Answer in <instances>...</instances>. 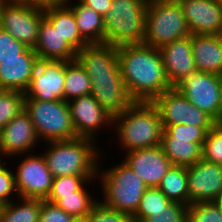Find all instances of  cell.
<instances>
[{"label": "cell", "instance_id": "1", "mask_svg": "<svg viewBox=\"0 0 222 222\" xmlns=\"http://www.w3.org/2000/svg\"><path fill=\"white\" fill-rule=\"evenodd\" d=\"M75 60L91 78V95L113 118L135 102L122 79L117 46L89 44L76 52Z\"/></svg>", "mask_w": 222, "mask_h": 222}, {"label": "cell", "instance_id": "2", "mask_svg": "<svg viewBox=\"0 0 222 222\" xmlns=\"http://www.w3.org/2000/svg\"><path fill=\"white\" fill-rule=\"evenodd\" d=\"M117 51L122 79L135 102H152L172 88L159 48L125 44L117 46Z\"/></svg>", "mask_w": 222, "mask_h": 222}, {"label": "cell", "instance_id": "3", "mask_svg": "<svg viewBox=\"0 0 222 222\" xmlns=\"http://www.w3.org/2000/svg\"><path fill=\"white\" fill-rule=\"evenodd\" d=\"M120 148L126 152L161 145L163 126L152 102H134L113 118Z\"/></svg>", "mask_w": 222, "mask_h": 222}, {"label": "cell", "instance_id": "4", "mask_svg": "<svg viewBox=\"0 0 222 222\" xmlns=\"http://www.w3.org/2000/svg\"><path fill=\"white\" fill-rule=\"evenodd\" d=\"M96 143L83 137L46 142L48 147L42 155L53 177L97 176L99 158L104 154Z\"/></svg>", "mask_w": 222, "mask_h": 222}, {"label": "cell", "instance_id": "5", "mask_svg": "<svg viewBox=\"0 0 222 222\" xmlns=\"http://www.w3.org/2000/svg\"><path fill=\"white\" fill-rule=\"evenodd\" d=\"M98 166L97 179L101 180L104 195L100 202L111 209L133 216L148 188L146 184L123 161L104 171H101L100 162Z\"/></svg>", "mask_w": 222, "mask_h": 222}, {"label": "cell", "instance_id": "6", "mask_svg": "<svg viewBox=\"0 0 222 222\" xmlns=\"http://www.w3.org/2000/svg\"><path fill=\"white\" fill-rule=\"evenodd\" d=\"M147 5L140 0H112L104 16V44H143Z\"/></svg>", "mask_w": 222, "mask_h": 222}, {"label": "cell", "instance_id": "7", "mask_svg": "<svg viewBox=\"0 0 222 222\" xmlns=\"http://www.w3.org/2000/svg\"><path fill=\"white\" fill-rule=\"evenodd\" d=\"M24 110L30 116L40 142L70 140L77 137L67 101L25 98Z\"/></svg>", "mask_w": 222, "mask_h": 222}, {"label": "cell", "instance_id": "8", "mask_svg": "<svg viewBox=\"0 0 222 222\" xmlns=\"http://www.w3.org/2000/svg\"><path fill=\"white\" fill-rule=\"evenodd\" d=\"M190 31L177 0H157L147 5L144 43L161 48L189 36Z\"/></svg>", "mask_w": 222, "mask_h": 222}, {"label": "cell", "instance_id": "9", "mask_svg": "<svg viewBox=\"0 0 222 222\" xmlns=\"http://www.w3.org/2000/svg\"><path fill=\"white\" fill-rule=\"evenodd\" d=\"M175 88L216 123H222L221 75L196 71L185 77Z\"/></svg>", "mask_w": 222, "mask_h": 222}, {"label": "cell", "instance_id": "10", "mask_svg": "<svg viewBox=\"0 0 222 222\" xmlns=\"http://www.w3.org/2000/svg\"><path fill=\"white\" fill-rule=\"evenodd\" d=\"M44 10L31 3L0 1V28L16 40L34 48Z\"/></svg>", "mask_w": 222, "mask_h": 222}, {"label": "cell", "instance_id": "11", "mask_svg": "<svg viewBox=\"0 0 222 222\" xmlns=\"http://www.w3.org/2000/svg\"><path fill=\"white\" fill-rule=\"evenodd\" d=\"M152 104L159 112L163 129L175 124L197 127H213L216 124L208 114L190 103L175 87L156 97Z\"/></svg>", "mask_w": 222, "mask_h": 222}, {"label": "cell", "instance_id": "12", "mask_svg": "<svg viewBox=\"0 0 222 222\" xmlns=\"http://www.w3.org/2000/svg\"><path fill=\"white\" fill-rule=\"evenodd\" d=\"M14 172L15 184L20 198L45 200L51 190L53 175L47 168L43 155L25 154Z\"/></svg>", "mask_w": 222, "mask_h": 222}, {"label": "cell", "instance_id": "13", "mask_svg": "<svg viewBox=\"0 0 222 222\" xmlns=\"http://www.w3.org/2000/svg\"><path fill=\"white\" fill-rule=\"evenodd\" d=\"M70 115L77 137L96 141L101 129L113 126V117L109 115L91 95H85L68 101Z\"/></svg>", "mask_w": 222, "mask_h": 222}, {"label": "cell", "instance_id": "14", "mask_svg": "<svg viewBox=\"0 0 222 222\" xmlns=\"http://www.w3.org/2000/svg\"><path fill=\"white\" fill-rule=\"evenodd\" d=\"M39 141L30 116L22 110L1 128L0 155L4 159L8 157L12 159L15 155L16 158L22 157L33 152L32 149L36 148Z\"/></svg>", "mask_w": 222, "mask_h": 222}, {"label": "cell", "instance_id": "15", "mask_svg": "<svg viewBox=\"0 0 222 222\" xmlns=\"http://www.w3.org/2000/svg\"><path fill=\"white\" fill-rule=\"evenodd\" d=\"M65 62L39 60L24 92L25 98L41 101L64 100Z\"/></svg>", "mask_w": 222, "mask_h": 222}, {"label": "cell", "instance_id": "16", "mask_svg": "<svg viewBox=\"0 0 222 222\" xmlns=\"http://www.w3.org/2000/svg\"><path fill=\"white\" fill-rule=\"evenodd\" d=\"M122 160L130 167L147 187H158L162 178L173 166L164 154L161 145L132 150Z\"/></svg>", "mask_w": 222, "mask_h": 222}, {"label": "cell", "instance_id": "17", "mask_svg": "<svg viewBox=\"0 0 222 222\" xmlns=\"http://www.w3.org/2000/svg\"><path fill=\"white\" fill-rule=\"evenodd\" d=\"M188 177L189 205L213 202L222 191V165L204 159L186 167Z\"/></svg>", "mask_w": 222, "mask_h": 222}, {"label": "cell", "instance_id": "18", "mask_svg": "<svg viewBox=\"0 0 222 222\" xmlns=\"http://www.w3.org/2000/svg\"><path fill=\"white\" fill-rule=\"evenodd\" d=\"M190 34L220 35L222 8L218 0H177Z\"/></svg>", "mask_w": 222, "mask_h": 222}, {"label": "cell", "instance_id": "19", "mask_svg": "<svg viewBox=\"0 0 222 222\" xmlns=\"http://www.w3.org/2000/svg\"><path fill=\"white\" fill-rule=\"evenodd\" d=\"M160 51L165 73L172 87L197 71L192 53L191 34L165 44Z\"/></svg>", "mask_w": 222, "mask_h": 222}, {"label": "cell", "instance_id": "20", "mask_svg": "<svg viewBox=\"0 0 222 222\" xmlns=\"http://www.w3.org/2000/svg\"><path fill=\"white\" fill-rule=\"evenodd\" d=\"M38 61L37 54L30 47L21 53V58L0 60V90L24 93L30 85Z\"/></svg>", "mask_w": 222, "mask_h": 222}, {"label": "cell", "instance_id": "21", "mask_svg": "<svg viewBox=\"0 0 222 222\" xmlns=\"http://www.w3.org/2000/svg\"><path fill=\"white\" fill-rule=\"evenodd\" d=\"M33 50L39 60L44 61L71 62L76 58V51L45 18L40 24L38 39Z\"/></svg>", "mask_w": 222, "mask_h": 222}, {"label": "cell", "instance_id": "22", "mask_svg": "<svg viewBox=\"0 0 222 222\" xmlns=\"http://www.w3.org/2000/svg\"><path fill=\"white\" fill-rule=\"evenodd\" d=\"M191 45L197 71L222 76V37L191 34Z\"/></svg>", "mask_w": 222, "mask_h": 222}, {"label": "cell", "instance_id": "23", "mask_svg": "<svg viewBox=\"0 0 222 222\" xmlns=\"http://www.w3.org/2000/svg\"><path fill=\"white\" fill-rule=\"evenodd\" d=\"M44 10V18L78 52L89 43L81 36L75 16L68 6L49 7Z\"/></svg>", "mask_w": 222, "mask_h": 222}, {"label": "cell", "instance_id": "24", "mask_svg": "<svg viewBox=\"0 0 222 222\" xmlns=\"http://www.w3.org/2000/svg\"><path fill=\"white\" fill-rule=\"evenodd\" d=\"M78 2V3H77ZM72 10L81 36L89 44H103L105 41L104 17L80 0L68 5Z\"/></svg>", "mask_w": 222, "mask_h": 222}, {"label": "cell", "instance_id": "25", "mask_svg": "<svg viewBox=\"0 0 222 222\" xmlns=\"http://www.w3.org/2000/svg\"><path fill=\"white\" fill-rule=\"evenodd\" d=\"M203 143H191V139L170 137L162 132L161 147L173 166H192L202 159Z\"/></svg>", "mask_w": 222, "mask_h": 222}, {"label": "cell", "instance_id": "26", "mask_svg": "<svg viewBox=\"0 0 222 222\" xmlns=\"http://www.w3.org/2000/svg\"><path fill=\"white\" fill-rule=\"evenodd\" d=\"M172 202L189 206L188 177L184 166H172L157 187Z\"/></svg>", "mask_w": 222, "mask_h": 222}, {"label": "cell", "instance_id": "27", "mask_svg": "<svg viewBox=\"0 0 222 222\" xmlns=\"http://www.w3.org/2000/svg\"><path fill=\"white\" fill-rule=\"evenodd\" d=\"M18 203L17 200H15L3 205L0 222H39L41 199L21 197L19 199L18 197Z\"/></svg>", "mask_w": 222, "mask_h": 222}, {"label": "cell", "instance_id": "28", "mask_svg": "<svg viewBox=\"0 0 222 222\" xmlns=\"http://www.w3.org/2000/svg\"><path fill=\"white\" fill-rule=\"evenodd\" d=\"M91 78L80 64L74 60L65 62L64 100L89 95L92 92Z\"/></svg>", "mask_w": 222, "mask_h": 222}, {"label": "cell", "instance_id": "29", "mask_svg": "<svg viewBox=\"0 0 222 222\" xmlns=\"http://www.w3.org/2000/svg\"><path fill=\"white\" fill-rule=\"evenodd\" d=\"M84 185L75 195L63 196L55 204L73 218L87 216L93 206L99 201L91 196L90 191Z\"/></svg>", "mask_w": 222, "mask_h": 222}, {"label": "cell", "instance_id": "30", "mask_svg": "<svg viewBox=\"0 0 222 222\" xmlns=\"http://www.w3.org/2000/svg\"><path fill=\"white\" fill-rule=\"evenodd\" d=\"M97 176H60L54 177L50 193L45 199L48 202L56 203L63 196L75 195L87 183L94 182Z\"/></svg>", "mask_w": 222, "mask_h": 222}, {"label": "cell", "instance_id": "31", "mask_svg": "<svg viewBox=\"0 0 222 222\" xmlns=\"http://www.w3.org/2000/svg\"><path fill=\"white\" fill-rule=\"evenodd\" d=\"M171 202L157 187H148L132 218L134 222H144L153 212L165 210Z\"/></svg>", "mask_w": 222, "mask_h": 222}, {"label": "cell", "instance_id": "32", "mask_svg": "<svg viewBox=\"0 0 222 222\" xmlns=\"http://www.w3.org/2000/svg\"><path fill=\"white\" fill-rule=\"evenodd\" d=\"M25 94L16 90H0V128L24 110Z\"/></svg>", "mask_w": 222, "mask_h": 222}, {"label": "cell", "instance_id": "33", "mask_svg": "<svg viewBox=\"0 0 222 222\" xmlns=\"http://www.w3.org/2000/svg\"><path fill=\"white\" fill-rule=\"evenodd\" d=\"M202 159L222 165V123H216L207 132L202 146Z\"/></svg>", "mask_w": 222, "mask_h": 222}, {"label": "cell", "instance_id": "34", "mask_svg": "<svg viewBox=\"0 0 222 222\" xmlns=\"http://www.w3.org/2000/svg\"><path fill=\"white\" fill-rule=\"evenodd\" d=\"M187 222H222V212L214 202L192 203L188 206Z\"/></svg>", "mask_w": 222, "mask_h": 222}, {"label": "cell", "instance_id": "35", "mask_svg": "<svg viewBox=\"0 0 222 222\" xmlns=\"http://www.w3.org/2000/svg\"><path fill=\"white\" fill-rule=\"evenodd\" d=\"M212 127H197L186 124L168 125L164 128V131L175 139H191V143H204L207 132Z\"/></svg>", "mask_w": 222, "mask_h": 222}, {"label": "cell", "instance_id": "36", "mask_svg": "<svg viewBox=\"0 0 222 222\" xmlns=\"http://www.w3.org/2000/svg\"><path fill=\"white\" fill-rule=\"evenodd\" d=\"M188 206L171 202L165 210L153 212L144 222H187Z\"/></svg>", "mask_w": 222, "mask_h": 222}, {"label": "cell", "instance_id": "37", "mask_svg": "<svg viewBox=\"0 0 222 222\" xmlns=\"http://www.w3.org/2000/svg\"><path fill=\"white\" fill-rule=\"evenodd\" d=\"M87 216L90 222H134L131 215L111 209L99 201Z\"/></svg>", "mask_w": 222, "mask_h": 222}, {"label": "cell", "instance_id": "38", "mask_svg": "<svg viewBox=\"0 0 222 222\" xmlns=\"http://www.w3.org/2000/svg\"><path fill=\"white\" fill-rule=\"evenodd\" d=\"M7 162L10 161H1L0 162V202L4 204L11 203L13 200V194L18 195L15 177L13 169L6 167ZM16 192V193H15Z\"/></svg>", "mask_w": 222, "mask_h": 222}, {"label": "cell", "instance_id": "39", "mask_svg": "<svg viewBox=\"0 0 222 222\" xmlns=\"http://www.w3.org/2000/svg\"><path fill=\"white\" fill-rule=\"evenodd\" d=\"M28 47L16 40L8 31L0 28V60L10 58H21Z\"/></svg>", "mask_w": 222, "mask_h": 222}, {"label": "cell", "instance_id": "40", "mask_svg": "<svg viewBox=\"0 0 222 222\" xmlns=\"http://www.w3.org/2000/svg\"><path fill=\"white\" fill-rule=\"evenodd\" d=\"M73 217L58 205L41 200V213L39 222H72Z\"/></svg>", "mask_w": 222, "mask_h": 222}, {"label": "cell", "instance_id": "41", "mask_svg": "<svg viewBox=\"0 0 222 222\" xmlns=\"http://www.w3.org/2000/svg\"><path fill=\"white\" fill-rule=\"evenodd\" d=\"M84 5L89 6L95 12L99 13L101 16H105L108 10H110V6L112 4V0H80Z\"/></svg>", "mask_w": 222, "mask_h": 222}, {"label": "cell", "instance_id": "42", "mask_svg": "<svg viewBox=\"0 0 222 222\" xmlns=\"http://www.w3.org/2000/svg\"><path fill=\"white\" fill-rule=\"evenodd\" d=\"M69 3L73 4L74 1L72 0H33V5L42 9L49 8V7L68 6Z\"/></svg>", "mask_w": 222, "mask_h": 222}, {"label": "cell", "instance_id": "43", "mask_svg": "<svg viewBox=\"0 0 222 222\" xmlns=\"http://www.w3.org/2000/svg\"><path fill=\"white\" fill-rule=\"evenodd\" d=\"M215 205L220 209L222 212V191L218 194V196L213 200Z\"/></svg>", "mask_w": 222, "mask_h": 222}, {"label": "cell", "instance_id": "44", "mask_svg": "<svg viewBox=\"0 0 222 222\" xmlns=\"http://www.w3.org/2000/svg\"><path fill=\"white\" fill-rule=\"evenodd\" d=\"M72 222H90V220L88 216H85V217L73 218Z\"/></svg>", "mask_w": 222, "mask_h": 222}, {"label": "cell", "instance_id": "45", "mask_svg": "<svg viewBox=\"0 0 222 222\" xmlns=\"http://www.w3.org/2000/svg\"><path fill=\"white\" fill-rule=\"evenodd\" d=\"M4 2H20V3H31L33 4V0H0Z\"/></svg>", "mask_w": 222, "mask_h": 222}, {"label": "cell", "instance_id": "46", "mask_svg": "<svg viewBox=\"0 0 222 222\" xmlns=\"http://www.w3.org/2000/svg\"><path fill=\"white\" fill-rule=\"evenodd\" d=\"M140 1L145 3L146 5H148V4H151L152 2L157 1V0H140Z\"/></svg>", "mask_w": 222, "mask_h": 222}, {"label": "cell", "instance_id": "47", "mask_svg": "<svg viewBox=\"0 0 222 222\" xmlns=\"http://www.w3.org/2000/svg\"><path fill=\"white\" fill-rule=\"evenodd\" d=\"M2 207H3V204L0 202V214H1Z\"/></svg>", "mask_w": 222, "mask_h": 222}, {"label": "cell", "instance_id": "48", "mask_svg": "<svg viewBox=\"0 0 222 222\" xmlns=\"http://www.w3.org/2000/svg\"><path fill=\"white\" fill-rule=\"evenodd\" d=\"M218 2H219L220 6L222 8V0H218Z\"/></svg>", "mask_w": 222, "mask_h": 222}]
</instances>
